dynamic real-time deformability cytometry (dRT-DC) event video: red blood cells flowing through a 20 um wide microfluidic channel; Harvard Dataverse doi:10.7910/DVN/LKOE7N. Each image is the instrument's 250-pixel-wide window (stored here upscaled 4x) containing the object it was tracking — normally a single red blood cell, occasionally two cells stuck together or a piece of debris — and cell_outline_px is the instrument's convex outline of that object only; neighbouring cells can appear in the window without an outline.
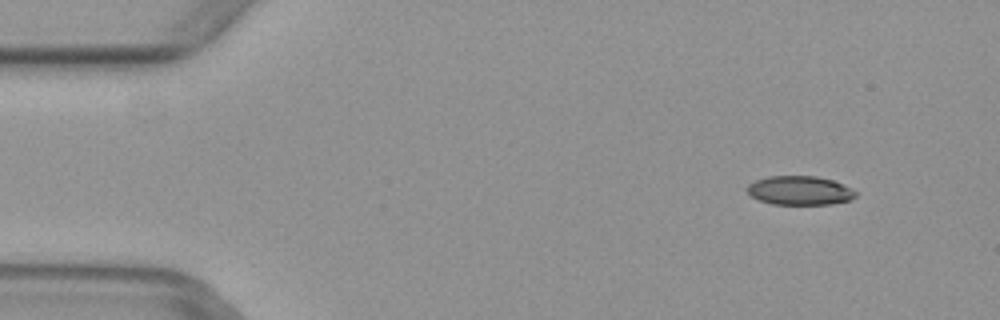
{"species": "common noctule bat (a hibernating species)", "species_latin": "Nyctalus noctula", "temperature_condition": "warm", "stored_images_in_passage": 6, "camera_frame_rate_fps": 3000, "um_per_image_px": 0.085, "animal": {"sex": "female", "body_mass_g": 29.2, "forearm_length_mm": 56.3}, "frame": {"image": 1, "passage_image": 2, "time_ms": 0.333, "image_size_px": [1000, 320], "cell_outline_px": [[856, 196], [848, 200], [828, 204], [772, 204], [760, 200], [752, 196], [748, 192], [748, 184], [756, 180], [768, 176], [816, 176], [832, 180], [856, 192]], "centroid_in_image_um": [67.94, 16.19], "position_along_channel_um": 17.1, "area_um2": 17.92}}